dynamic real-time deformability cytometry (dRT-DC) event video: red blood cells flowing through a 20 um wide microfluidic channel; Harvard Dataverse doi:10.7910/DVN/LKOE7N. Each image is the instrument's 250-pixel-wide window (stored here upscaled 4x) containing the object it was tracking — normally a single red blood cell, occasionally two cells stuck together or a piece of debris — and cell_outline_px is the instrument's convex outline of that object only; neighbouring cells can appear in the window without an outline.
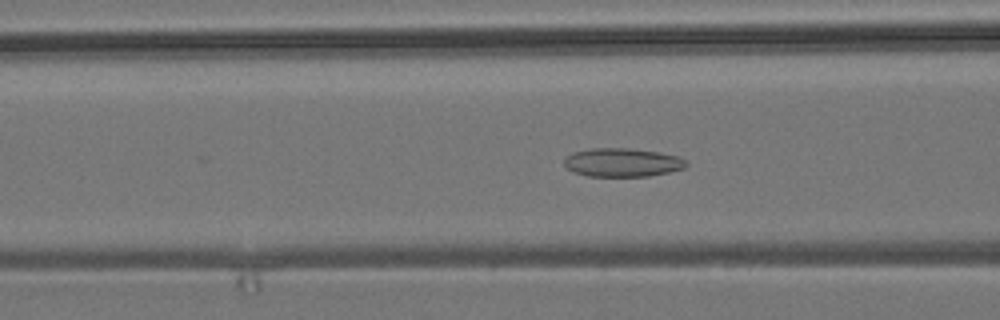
{"species": "common noctule bat (a hibernating species)", "species_latin": "Nyctalus noctula", "temperature_condition": "room temperature", "stored_images_in_passage": 44, "camera_frame_rate_fps": 3000, "um_per_image_px": 0.085, "animal": {"sex": "male", "body_mass_g": 19.2, "forearm_length_mm": 51.8}, "frame": {"image": 1, "passage_image": 11, "time_ms": 3.333, "image_size_px": [1000, 320], "cell_outline_px": [[688, 164], [684, 168], [668, 172], [648, 176], [588, 176], [572, 172], [564, 168], [564, 160], [572, 152], [588, 148], [628, 148], [660, 152], [676, 156], [684, 160]], "centroid_in_image_um": [52.84, 13.8], "position_along_channel_um": 113.8, "area_um2": 20.4}}
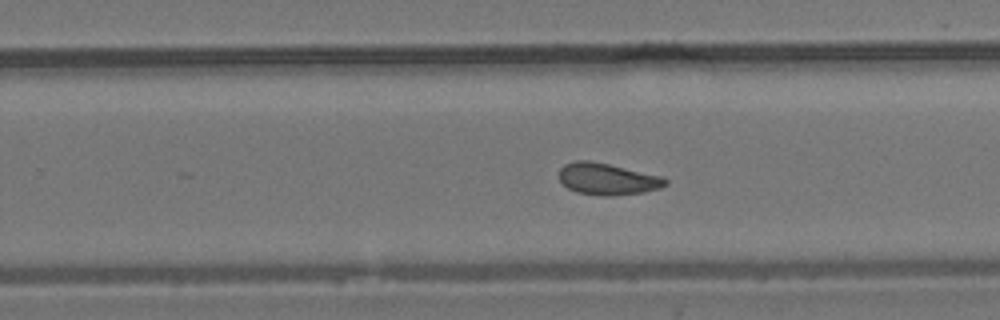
{"frame": {"image": 2, "passage_image": 24, "time_ms": 7.667, "image_size_px": [1000, 320], "cell_outline_px": [[668, 184], [660, 188], [644, 192], [608, 196], [604, 196], [576, 192], [568, 188], [560, 180], [560, 168], [564, 164], [576, 160], [588, 160], [608, 164], [660, 176], [668, 180]], "centroid_in_image_um": [51.62, 15.22], "position_along_channel_um": 278.2, "area_um2": 19.42}}
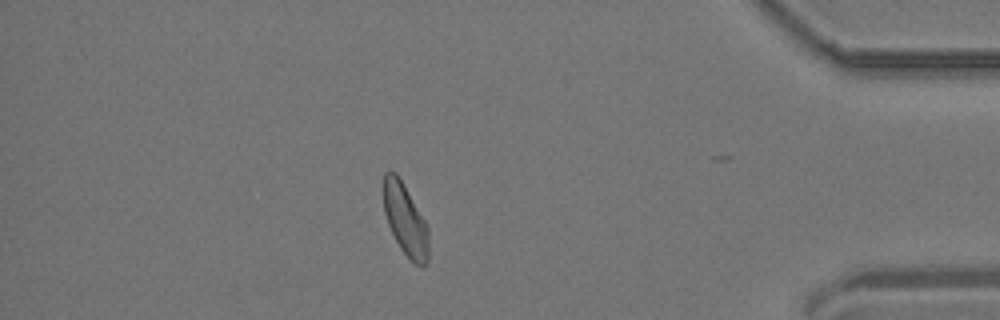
{"frame": {"image": 3, "passage_image": 37, "time_ms": 12.0, "image_size_px": [1000, 320], "cell_outline_px": [[428, 260], [424, 268], [420, 268], [408, 260], [400, 248], [388, 224], [384, 212], [384, 172], [388, 168], [396, 172], [424, 220], [428, 228]], "centroid_in_image_um": [34.45, 18.73], "position_along_channel_um": 400.7, "area_um2": 18.84}, "authors_computed_cell_mechanics": {"area_um2": 19.5942, "velocity_mm_per_s": 3.7994, "shape_relaxation_time_tau1_ms": 10.8672, "shape_relaxation_time_tau2_ms": 3.0052, "deformation_change_tau1": 0.1604, "deformation_change_tau2": 0.0981}}